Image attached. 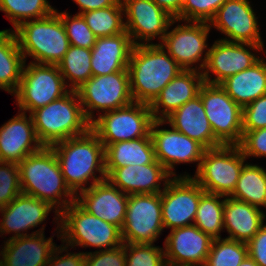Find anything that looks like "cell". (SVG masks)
<instances>
[{"instance_id":"1","label":"cell","mask_w":266,"mask_h":266,"mask_svg":"<svg viewBox=\"0 0 266 266\" xmlns=\"http://www.w3.org/2000/svg\"><path fill=\"white\" fill-rule=\"evenodd\" d=\"M51 147L65 183L75 195L106 179L105 147L91 129L83 135L71 137ZM95 172L99 175H95ZM86 185L88 186L85 187Z\"/></svg>"},{"instance_id":"2","label":"cell","mask_w":266,"mask_h":266,"mask_svg":"<svg viewBox=\"0 0 266 266\" xmlns=\"http://www.w3.org/2000/svg\"><path fill=\"white\" fill-rule=\"evenodd\" d=\"M18 167L22 194L49 203L59 214L76 201V195L65 183L52 147L43 146L26 156Z\"/></svg>"},{"instance_id":"3","label":"cell","mask_w":266,"mask_h":266,"mask_svg":"<svg viewBox=\"0 0 266 266\" xmlns=\"http://www.w3.org/2000/svg\"><path fill=\"white\" fill-rule=\"evenodd\" d=\"M127 69L134 102L147 105L183 70L159 43L134 45Z\"/></svg>"},{"instance_id":"4","label":"cell","mask_w":266,"mask_h":266,"mask_svg":"<svg viewBox=\"0 0 266 266\" xmlns=\"http://www.w3.org/2000/svg\"><path fill=\"white\" fill-rule=\"evenodd\" d=\"M38 140L43 146L85 134L90 129L77 91L70 90L63 97L30 113Z\"/></svg>"},{"instance_id":"5","label":"cell","mask_w":266,"mask_h":266,"mask_svg":"<svg viewBox=\"0 0 266 266\" xmlns=\"http://www.w3.org/2000/svg\"><path fill=\"white\" fill-rule=\"evenodd\" d=\"M26 62L58 65L70 47L64 25L57 12L41 19L28 20L13 30Z\"/></svg>"},{"instance_id":"6","label":"cell","mask_w":266,"mask_h":266,"mask_svg":"<svg viewBox=\"0 0 266 266\" xmlns=\"http://www.w3.org/2000/svg\"><path fill=\"white\" fill-rule=\"evenodd\" d=\"M60 240L74 248L95 247L100 250L123 244L121 229L88 213L76 201L59 214Z\"/></svg>"},{"instance_id":"7","label":"cell","mask_w":266,"mask_h":266,"mask_svg":"<svg viewBox=\"0 0 266 266\" xmlns=\"http://www.w3.org/2000/svg\"><path fill=\"white\" fill-rule=\"evenodd\" d=\"M246 159L239 145L206 149L200 167L192 178L205 192L230 196Z\"/></svg>"},{"instance_id":"8","label":"cell","mask_w":266,"mask_h":266,"mask_svg":"<svg viewBox=\"0 0 266 266\" xmlns=\"http://www.w3.org/2000/svg\"><path fill=\"white\" fill-rule=\"evenodd\" d=\"M153 121L149 105L133 102L113 111L98 113L90 123V129L106 148L112 143L147 137Z\"/></svg>"},{"instance_id":"9","label":"cell","mask_w":266,"mask_h":266,"mask_svg":"<svg viewBox=\"0 0 266 266\" xmlns=\"http://www.w3.org/2000/svg\"><path fill=\"white\" fill-rule=\"evenodd\" d=\"M68 89L57 65L24 64L17 91L13 94L19 110L29 114L66 95Z\"/></svg>"},{"instance_id":"10","label":"cell","mask_w":266,"mask_h":266,"mask_svg":"<svg viewBox=\"0 0 266 266\" xmlns=\"http://www.w3.org/2000/svg\"><path fill=\"white\" fill-rule=\"evenodd\" d=\"M76 91L83 113L90 123L96 118L95 110L104 113L134 102L128 71L92 76Z\"/></svg>"},{"instance_id":"11","label":"cell","mask_w":266,"mask_h":266,"mask_svg":"<svg viewBox=\"0 0 266 266\" xmlns=\"http://www.w3.org/2000/svg\"><path fill=\"white\" fill-rule=\"evenodd\" d=\"M198 95L215 138L222 145H239L243 137V109L219 84L204 82Z\"/></svg>"},{"instance_id":"12","label":"cell","mask_w":266,"mask_h":266,"mask_svg":"<svg viewBox=\"0 0 266 266\" xmlns=\"http://www.w3.org/2000/svg\"><path fill=\"white\" fill-rule=\"evenodd\" d=\"M163 230L161 193L129 195L121 229L123 243L154 244Z\"/></svg>"},{"instance_id":"13","label":"cell","mask_w":266,"mask_h":266,"mask_svg":"<svg viewBox=\"0 0 266 266\" xmlns=\"http://www.w3.org/2000/svg\"><path fill=\"white\" fill-rule=\"evenodd\" d=\"M210 29L208 22L185 21L167 31L159 44L183 70L202 72L209 52ZM195 63L199 67L194 66Z\"/></svg>"},{"instance_id":"14","label":"cell","mask_w":266,"mask_h":266,"mask_svg":"<svg viewBox=\"0 0 266 266\" xmlns=\"http://www.w3.org/2000/svg\"><path fill=\"white\" fill-rule=\"evenodd\" d=\"M204 189L191 175L173 177L161 192L163 227L176 229L194 224Z\"/></svg>"},{"instance_id":"15","label":"cell","mask_w":266,"mask_h":266,"mask_svg":"<svg viewBox=\"0 0 266 266\" xmlns=\"http://www.w3.org/2000/svg\"><path fill=\"white\" fill-rule=\"evenodd\" d=\"M252 50L257 53L265 51L264 45L230 42L222 39L214 41L209 47L206 64L202 71L204 82L220 84L226 78L251 67L260 59L259 55L251 52ZM210 74L215 77L212 79Z\"/></svg>"},{"instance_id":"16","label":"cell","mask_w":266,"mask_h":266,"mask_svg":"<svg viewBox=\"0 0 266 266\" xmlns=\"http://www.w3.org/2000/svg\"><path fill=\"white\" fill-rule=\"evenodd\" d=\"M166 124L165 120H154L151 125L150 135L152 138L155 158L166 170L176 177L175 165L180 163H195L197 162L198 171L201 160L206 148L197 142L190 139L187 135L179 132L170 126L171 129H159L160 126Z\"/></svg>"},{"instance_id":"17","label":"cell","mask_w":266,"mask_h":266,"mask_svg":"<svg viewBox=\"0 0 266 266\" xmlns=\"http://www.w3.org/2000/svg\"><path fill=\"white\" fill-rule=\"evenodd\" d=\"M124 8L125 28L134 45L152 44L154 38L162 41L173 24L172 18L152 0H121ZM138 40V41H137Z\"/></svg>"},{"instance_id":"18","label":"cell","mask_w":266,"mask_h":266,"mask_svg":"<svg viewBox=\"0 0 266 266\" xmlns=\"http://www.w3.org/2000/svg\"><path fill=\"white\" fill-rule=\"evenodd\" d=\"M51 210H55V222H57L56 233L60 238L59 213L49 203L41 201L36 197L25 194L18 195L7 206L0 208L2 220L0 221V235L14 233L9 239L43 233L45 226H42L32 233H26L31 228L38 227L46 221ZM22 231V233H21ZM25 232V233H23Z\"/></svg>"},{"instance_id":"19","label":"cell","mask_w":266,"mask_h":266,"mask_svg":"<svg viewBox=\"0 0 266 266\" xmlns=\"http://www.w3.org/2000/svg\"><path fill=\"white\" fill-rule=\"evenodd\" d=\"M257 19L249 0H227L209 21V26L226 36L222 40L264 45Z\"/></svg>"},{"instance_id":"20","label":"cell","mask_w":266,"mask_h":266,"mask_svg":"<svg viewBox=\"0 0 266 266\" xmlns=\"http://www.w3.org/2000/svg\"><path fill=\"white\" fill-rule=\"evenodd\" d=\"M212 241L194 224L170 230L164 241L167 266H204Z\"/></svg>"},{"instance_id":"21","label":"cell","mask_w":266,"mask_h":266,"mask_svg":"<svg viewBox=\"0 0 266 266\" xmlns=\"http://www.w3.org/2000/svg\"><path fill=\"white\" fill-rule=\"evenodd\" d=\"M106 179L125 194L161 193L173 176L155 160L151 164L105 168ZM163 181V189L161 182Z\"/></svg>"},{"instance_id":"22","label":"cell","mask_w":266,"mask_h":266,"mask_svg":"<svg viewBox=\"0 0 266 266\" xmlns=\"http://www.w3.org/2000/svg\"><path fill=\"white\" fill-rule=\"evenodd\" d=\"M128 196L105 179L80 191L76 202L88 213L122 229Z\"/></svg>"},{"instance_id":"23","label":"cell","mask_w":266,"mask_h":266,"mask_svg":"<svg viewBox=\"0 0 266 266\" xmlns=\"http://www.w3.org/2000/svg\"><path fill=\"white\" fill-rule=\"evenodd\" d=\"M0 127V162L19 164L26 156L39 151L43 145L37 138L31 115L18 111Z\"/></svg>"},{"instance_id":"24","label":"cell","mask_w":266,"mask_h":266,"mask_svg":"<svg viewBox=\"0 0 266 266\" xmlns=\"http://www.w3.org/2000/svg\"><path fill=\"white\" fill-rule=\"evenodd\" d=\"M203 83L202 72L182 70L161 90L155 100L149 105L153 119L164 120L173 111L194 99L198 96Z\"/></svg>"},{"instance_id":"25","label":"cell","mask_w":266,"mask_h":266,"mask_svg":"<svg viewBox=\"0 0 266 266\" xmlns=\"http://www.w3.org/2000/svg\"><path fill=\"white\" fill-rule=\"evenodd\" d=\"M45 233L17 237L4 241L0 266H45L53 250L57 247L53 237L45 238Z\"/></svg>"},{"instance_id":"26","label":"cell","mask_w":266,"mask_h":266,"mask_svg":"<svg viewBox=\"0 0 266 266\" xmlns=\"http://www.w3.org/2000/svg\"><path fill=\"white\" fill-rule=\"evenodd\" d=\"M164 120L166 124L196 140L206 149L222 146L214 136L199 95L173 111Z\"/></svg>"},{"instance_id":"27","label":"cell","mask_w":266,"mask_h":266,"mask_svg":"<svg viewBox=\"0 0 266 266\" xmlns=\"http://www.w3.org/2000/svg\"><path fill=\"white\" fill-rule=\"evenodd\" d=\"M134 44L125 31L118 35L97 38L91 48L92 76L128 71Z\"/></svg>"},{"instance_id":"28","label":"cell","mask_w":266,"mask_h":266,"mask_svg":"<svg viewBox=\"0 0 266 266\" xmlns=\"http://www.w3.org/2000/svg\"><path fill=\"white\" fill-rule=\"evenodd\" d=\"M266 214L258 207L244 201L225 197L223 208L224 230L227 239L248 243L265 223Z\"/></svg>"},{"instance_id":"29","label":"cell","mask_w":266,"mask_h":266,"mask_svg":"<svg viewBox=\"0 0 266 266\" xmlns=\"http://www.w3.org/2000/svg\"><path fill=\"white\" fill-rule=\"evenodd\" d=\"M219 85L243 109L266 95V60L261 57L254 65L226 78Z\"/></svg>"},{"instance_id":"30","label":"cell","mask_w":266,"mask_h":266,"mask_svg":"<svg viewBox=\"0 0 266 266\" xmlns=\"http://www.w3.org/2000/svg\"><path fill=\"white\" fill-rule=\"evenodd\" d=\"M25 64L18 40L12 29L0 31V89L14 94Z\"/></svg>"},{"instance_id":"31","label":"cell","mask_w":266,"mask_h":266,"mask_svg":"<svg viewBox=\"0 0 266 266\" xmlns=\"http://www.w3.org/2000/svg\"><path fill=\"white\" fill-rule=\"evenodd\" d=\"M156 160L151 135L109 144L105 148V168L151 164Z\"/></svg>"},{"instance_id":"32","label":"cell","mask_w":266,"mask_h":266,"mask_svg":"<svg viewBox=\"0 0 266 266\" xmlns=\"http://www.w3.org/2000/svg\"><path fill=\"white\" fill-rule=\"evenodd\" d=\"M230 197L260 209L266 208V169L247 162Z\"/></svg>"},{"instance_id":"33","label":"cell","mask_w":266,"mask_h":266,"mask_svg":"<svg viewBox=\"0 0 266 266\" xmlns=\"http://www.w3.org/2000/svg\"><path fill=\"white\" fill-rule=\"evenodd\" d=\"M91 58V49L70 45L58 63V69L70 90L76 91L92 77Z\"/></svg>"},{"instance_id":"34","label":"cell","mask_w":266,"mask_h":266,"mask_svg":"<svg viewBox=\"0 0 266 266\" xmlns=\"http://www.w3.org/2000/svg\"><path fill=\"white\" fill-rule=\"evenodd\" d=\"M225 197L214 193L204 192L201 195L194 225L209 235L212 239L221 238L224 229L223 208ZM221 198H224L221 200Z\"/></svg>"},{"instance_id":"35","label":"cell","mask_w":266,"mask_h":266,"mask_svg":"<svg viewBox=\"0 0 266 266\" xmlns=\"http://www.w3.org/2000/svg\"><path fill=\"white\" fill-rule=\"evenodd\" d=\"M81 15L97 38L118 35L126 31L121 0L114 6L88 11Z\"/></svg>"},{"instance_id":"36","label":"cell","mask_w":266,"mask_h":266,"mask_svg":"<svg viewBox=\"0 0 266 266\" xmlns=\"http://www.w3.org/2000/svg\"><path fill=\"white\" fill-rule=\"evenodd\" d=\"M55 10L47 0H0V11L12 23V30L24 21L47 17Z\"/></svg>"},{"instance_id":"37","label":"cell","mask_w":266,"mask_h":266,"mask_svg":"<svg viewBox=\"0 0 266 266\" xmlns=\"http://www.w3.org/2000/svg\"><path fill=\"white\" fill-rule=\"evenodd\" d=\"M248 256V245L227 238L213 239L204 266H239Z\"/></svg>"},{"instance_id":"38","label":"cell","mask_w":266,"mask_h":266,"mask_svg":"<svg viewBox=\"0 0 266 266\" xmlns=\"http://www.w3.org/2000/svg\"><path fill=\"white\" fill-rule=\"evenodd\" d=\"M70 45L91 49L96 43L97 37L86 24L81 14L70 15L67 11L58 12Z\"/></svg>"},{"instance_id":"39","label":"cell","mask_w":266,"mask_h":266,"mask_svg":"<svg viewBox=\"0 0 266 266\" xmlns=\"http://www.w3.org/2000/svg\"><path fill=\"white\" fill-rule=\"evenodd\" d=\"M126 266H167L163 247L125 243Z\"/></svg>"},{"instance_id":"40","label":"cell","mask_w":266,"mask_h":266,"mask_svg":"<svg viewBox=\"0 0 266 266\" xmlns=\"http://www.w3.org/2000/svg\"><path fill=\"white\" fill-rule=\"evenodd\" d=\"M227 0H184L178 21L208 22Z\"/></svg>"},{"instance_id":"41","label":"cell","mask_w":266,"mask_h":266,"mask_svg":"<svg viewBox=\"0 0 266 266\" xmlns=\"http://www.w3.org/2000/svg\"><path fill=\"white\" fill-rule=\"evenodd\" d=\"M22 193L19 167L14 162H0V208Z\"/></svg>"},{"instance_id":"42","label":"cell","mask_w":266,"mask_h":266,"mask_svg":"<svg viewBox=\"0 0 266 266\" xmlns=\"http://www.w3.org/2000/svg\"><path fill=\"white\" fill-rule=\"evenodd\" d=\"M84 266H126L125 243L106 250L84 252Z\"/></svg>"},{"instance_id":"43","label":"cell","mask_w":266,"mask_h":266,"mask_svg":"<svg viewBox=\"0 0 266 266\" xmlns=\"http://www.w3.org/2000/svg\"><path fill=\"white\" fill-rule=\"evenodd\" d=\"M243 131L266 128V95L243 108Z\"/></svg>"},{"instance_id":"44","label":"cell","mask_w":266,"mask_h":266,"mask_svg":"<svg viewBox=\"0 0 266 266\" xmlns=\"http://www.w3.org/2000/svg\"><path fill=\"white\" fill-rule=\"evenodd\" d=\"M239 147L246 158L266 157V128L243 131Z\"/></svg>"},{"instance_id":"45","label":"cell","mask_w":266,"mask_h":266,"mask_svg":"<svg viewBox=\"0 0 266 266\" xmlns=\"http://www.w3.org/2000/svg\"><path fill=\"white\" fill-rule=\"evenodd\" d=\"M68 246L64 243L56 247L50 258L49 261L45 266H84L85 264V254L84 252L74 253L68 252ZM63 252L66 254L63 255ZM61 256H60V255Z\"/></svg>"},{"instance_id":"46","label":"cell","mask_w":266,"mask_h":266,"mask_svg":"<svg viewBox=\"0 0 266 266\" xmlns=\"http://www.w3.org/2000/svg\"><path fill=\"white\" fill-rule=\"evenodd\" d=\"M247 245L248 255L259 266H266V224H263Z\"/></svg>"},{"instance_id":"47","label":"cell","mask_w":266,"mask_h":266,"mask_svg":"<svg viewBox=\"0 0 266 266\" xmlns=\"http://www.w3.org/2000/svg\"><path fill=\"white\" fill-rule=\"evenodd\" d=\"M119 0H73L79 6V13L114 6Z\"/></svg>"},{"instance_id":"48","label":"cell","mask_w":266,"mask_h":266,"mask_svg":"<svg viewBox=\"0 0 266 266\" xmlns=\"http://www.w3.org/2000/svg\"><path fill=\"white\" fill-rule=\"evenodd\" d=\"M162 10L167 12L172 18L176 19L182 10L184 0H152Z\"/></svg>"},{"instance_id":"49","label":"cell","mask_w":266,"mask_h":266,"mask_svg":"<svg viewBox=\"0 0 266 266\" xmlns=\"http://www.w3.org/2000/svg\"><path fill=\"white\" fill-rule=\"evenodd\" d=\"M239 266H259V265L248 255Z\"/></svg>"}]
</instances>
